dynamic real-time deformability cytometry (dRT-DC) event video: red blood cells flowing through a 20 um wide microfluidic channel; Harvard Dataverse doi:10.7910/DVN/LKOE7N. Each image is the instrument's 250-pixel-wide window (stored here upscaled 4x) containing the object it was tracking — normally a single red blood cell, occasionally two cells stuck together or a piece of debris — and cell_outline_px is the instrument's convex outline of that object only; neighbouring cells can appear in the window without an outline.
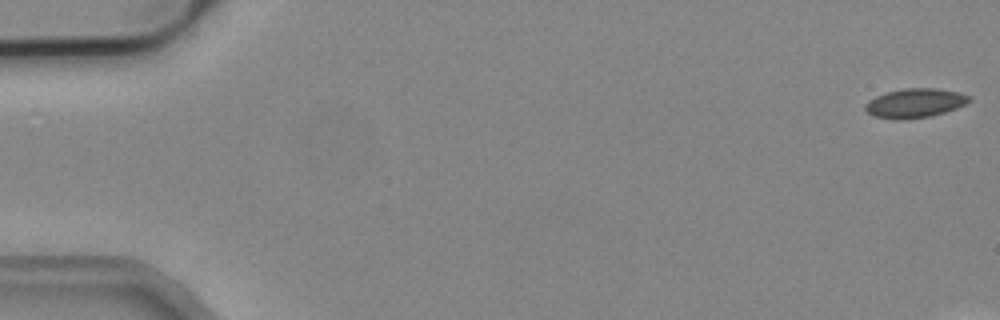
{"species": "common noctule bat (a hibernating species)", "species_latin": "Nyctalus noctula", "temperature_condition": "cold", "stored_images_in_passage": 3, "camera_frame_rate_fps": 3000, "um_per_image_px": 0.085, "animal": {"sex": "male", "body_mass_g": 19.2, "forearm_length_mm": 51.8}, "frame": {"image": 1, "passage_image": 1, "time_ms": 0.0, "image_size_px": [1000, 320], "cell_outline_px": [[972, 100], [956, 108], [944, 112], [928, 116], [904, 120], [892, 120], [872, 116], [864, 108], [864, 104], [868, 100], [876, 96], [888, 92], [904, 88], [936, 88], [960, 92], [972, 96]], "centroid_in_image_um": [77.75, 8.76], "position_along_channel_um": 7.2, "area_um2": 17.86}}